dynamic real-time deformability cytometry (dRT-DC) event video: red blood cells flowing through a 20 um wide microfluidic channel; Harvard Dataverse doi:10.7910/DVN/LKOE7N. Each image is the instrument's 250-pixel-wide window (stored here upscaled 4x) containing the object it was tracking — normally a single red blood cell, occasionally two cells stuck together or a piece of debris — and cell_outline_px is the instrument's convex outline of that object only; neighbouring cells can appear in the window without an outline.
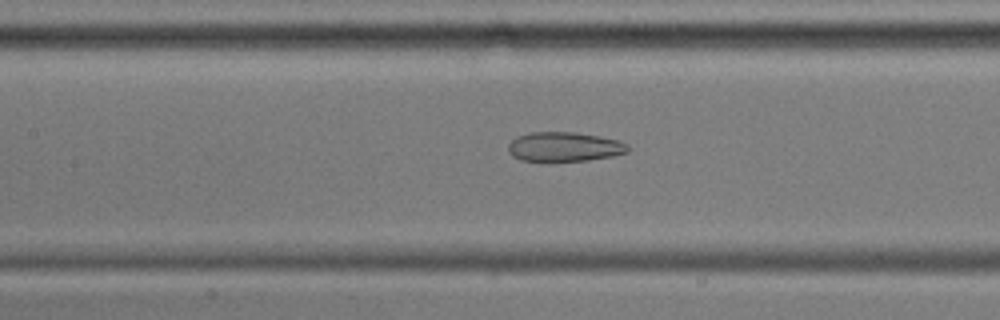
{"species": "common noctule bat (a hibernating species)", "species_latin": "Nyctalus noctula", "temperature_condition": "cold", "stored_images_in_passage": 55, "camera_frame_rate_fps": 3000, "um_per_image_px": 0.085, "animal": {"sex": "male", "body_mass_g": 17.9, "forearm_length_mm": 54.2}, "frame": {"image": 1, "passage_image": 24, "time_ms": 7.667, "image_size_px": [1000, 320], "cell_outline_px": [[628, 152], [612, 156], [588, 160], [520, 160], [512, 156], [508, 152], [508, 144], [516, 136], [532, 132], [576, 132], [600, 136], [616, 140], [628, 144]], "centroid_in_image_um": [47.95, 12.46], "position_along_channel_um": 159.5, "area_um2": 20.35}}
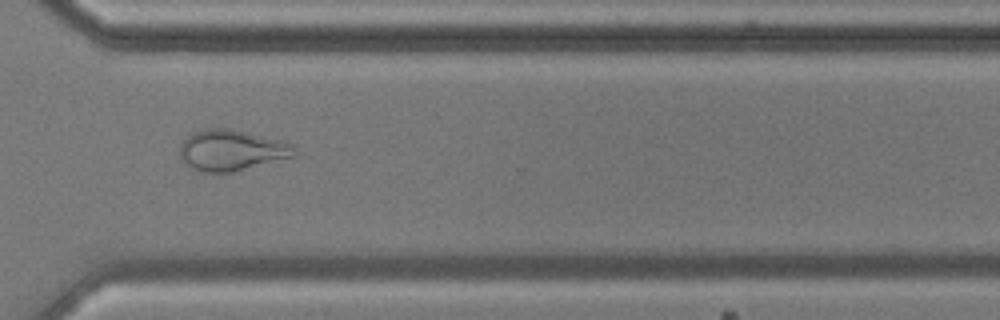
{"frame": {"image": 2, "passage_image": 40, "time_ms": 13.0, "image_size_px": [1000, 320], "cell_outline_px": [[296, 156], [232, 172], [200, 172], [188, 168], [184, 164], [180, 156], [180, 144], [192, 132], [204, 128], [232, 128], [284, 140], [292, 144], [296, 152]], "centroid_in_image_um": [19.67, 12.76], "position_along_channel_um": 350.9, "area_um2": 27.8}}
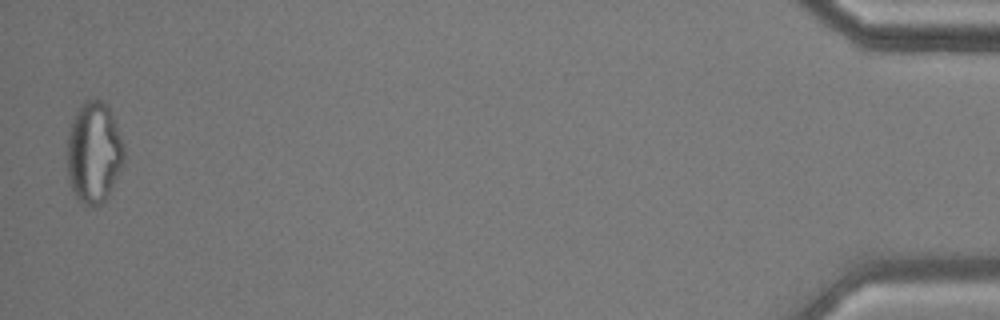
{"frame": {"image": 3, "passage_image": 54, "time_ms": 17.667, "image_size_px": [1000, 320], "cell_outline_px": [[124, 160], [108, 196], [96, 208], [92, 208], [84, 204], [76, 196], [72, 188], [68, 176], [68, 128], [80, 104], [88, 100], [104, 100], [108, 104], [124, 144]], "centroid_in_image_um": [7.99, 12.95], "position_along_channel_um": 427.2, "area_um2": 33.58}, "authors_computed_cell_mechanics": {"area_um2": 28.6688, "velocity_mm_per_s": 3.6005, "shape_relaxation_time_tau1_ms": null, "shape_relaxation_time_tau2_ms": 1.9514, "deformation_change_tau1": null, "deformation_change_tau2": 0.0938}}